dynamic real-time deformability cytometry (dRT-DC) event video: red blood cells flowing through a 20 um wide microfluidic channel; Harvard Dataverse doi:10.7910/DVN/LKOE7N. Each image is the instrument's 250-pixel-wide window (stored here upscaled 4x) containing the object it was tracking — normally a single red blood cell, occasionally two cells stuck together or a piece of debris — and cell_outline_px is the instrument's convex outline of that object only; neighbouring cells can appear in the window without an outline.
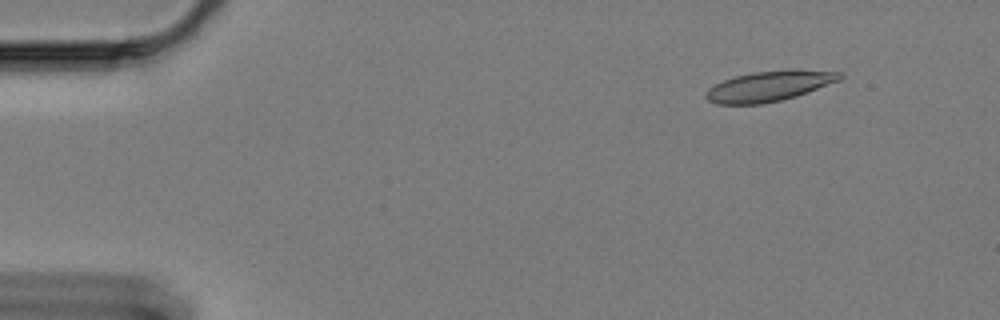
{"species": "Egyptian fruit bat (a non-hibernating species)", "species_latin": "Rousettus aegyptiacus", "temperature_condition": "cold", "stored_images_in_passage": 54, "camera_frame_rate_fps": 3000, "um_per_image_px": 0.085, "animal": {"sex": "female"}, "frame": {"image": 1, "passage_image": 1, "time_ms": 0.0, "image_size_px": [1000, 320], "cell_outline_px": [[844, 76], [840, 80], [796, 96], [764, 104], [716, 104], [708, 100], [704, 96], [708, 88], [724, 80], [736, 76], [752, 72], [840, 72]], "centroid_in_image_um": [65.27, 7.37], "position_along_channel_um": 19.7, "area_um2": 22.54}}
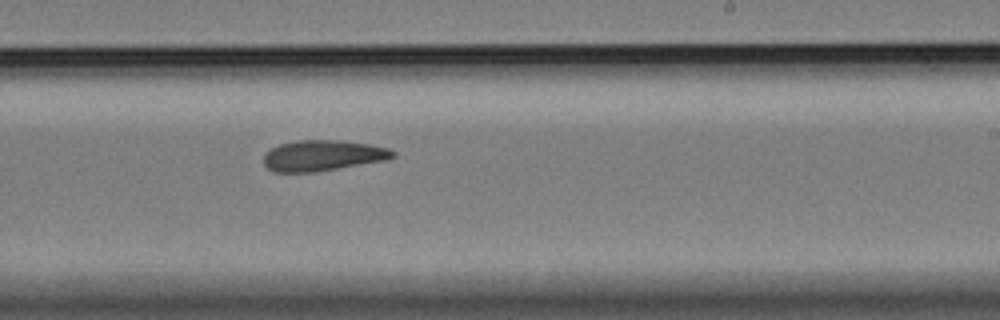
{"frame": {"image": 2, "passage_image": 31, "time_ms": 10.0, "image_size_px": [1000, 320], "cell_outline_px": [[396, 156], [388, 160], [312, 172], [276, 172], [268, 168], [264, 164], [264, 156], [272, 148], [280, 144], [296, 140], [340, 140], [368, 144], [388, 148], [396, 152]], "centroid_in_image_um": [27.47, 13.21], "position_along_channel_um": 261.5, "area_um2": 23.0}}
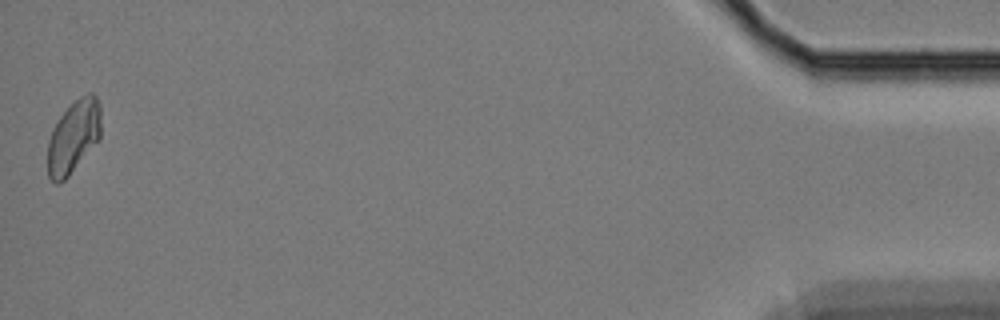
{"frame": {"image": 3, "passage_image": 54, "time_ms": 17.667, "image_size_px": [1000, 320], "cell_outline_px": [[100, 140], [68, 176], [60, 184], [56, 184], [48, 176], [48, 140], [52, 128], [60, 116], [80, 96], [88, 92], [92, 92], [96, 96], [100, 104]], "centroid_in_image_um": [6.26, 11.62], "position_along_channel_um": 428.9, "area_um2": 22.72}, "authors_computed_cell_mechanics": {"area_um2": 23.2645, "velocity_mm_per_s": 3.3331, "shape_relaxation_time_tau1_ms": 6.2621, "shape_relaxation_time_tau2_ms": 4.8559, "deformation_change_tau1": 0.1652, "deformation_change_tau2": 0.1315}}